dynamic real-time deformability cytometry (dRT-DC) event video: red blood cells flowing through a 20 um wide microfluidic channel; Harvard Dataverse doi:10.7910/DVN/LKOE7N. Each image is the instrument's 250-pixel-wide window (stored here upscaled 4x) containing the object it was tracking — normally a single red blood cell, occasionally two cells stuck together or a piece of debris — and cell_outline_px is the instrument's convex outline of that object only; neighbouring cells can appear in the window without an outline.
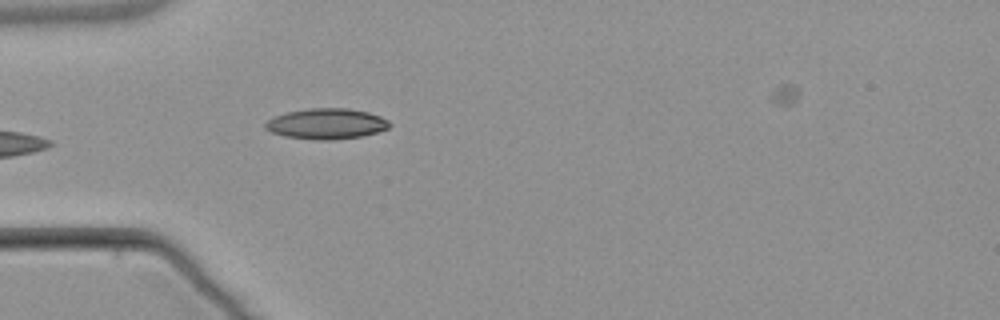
{"species": "common noctule bat (a hibernating species)", "species_latin": "Nyctalus noctula", "temperature_condition": "warm", "stored_images_in_passage": 6, "camera_frame_rate_fps": 3000, "um_per_image_px": 0.085, "animal": {"sex": "male", "body_mass_g": 21.5, "forearm_length_mm": 52.0}, "frame": {"image": 1, "passage_image": 5, "time_ms": 5.0, "image_size_px": [1000, 320], "cell_outline_px": [[392, 124], [388, 128], [376, 132], [360, 136], [332, 140], [316, 140], [284, 136], [272, 132], [264, 128], [264, 124], [268, 120], [276, 116], [288, 112], [308, 108], [348, 108], [368, 112], [380, 116], [388, 120]], "centroid_in_image_um": [27.75, 10.52], "position_along_channel_um": 57.2, "area_um2": 22.08}}